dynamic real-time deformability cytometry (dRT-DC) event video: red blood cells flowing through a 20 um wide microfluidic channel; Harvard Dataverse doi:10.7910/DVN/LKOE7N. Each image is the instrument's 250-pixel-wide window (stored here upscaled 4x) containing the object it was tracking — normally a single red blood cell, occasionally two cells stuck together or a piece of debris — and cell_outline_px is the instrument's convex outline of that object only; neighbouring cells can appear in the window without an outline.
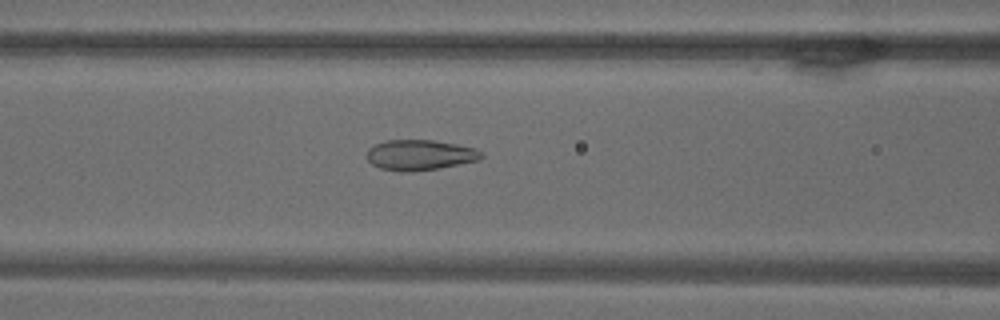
{"species": "common noctule bat (a hibernating species)", "species_latin": "Nyctalus noctula", "temperature_condition": "warm", "stored_images_in_passage": 70, "camera_frame_rate_fps": 3000, "um_per_image_px": 0.085, "animal": {"sex": "male", "body_mass_g": 18.8}, "frame": {"image": 1, "passage_image": 30, "time_ms": 9.667, "image_size_px": [1000, 320], "cell_outline_px": [[484, 156], [480, 160], [440, 168], [408, 172], [400, 172], [380, 168], [372, 164], [368, 160], [368, 148], [384, 140], [432, 140], [456, 144], [476, 148], [484, 152]], "centroid_in_image_um": [35.73, 13.17], "position_along_channel_um": 130.9, "area_um2": 20.46}}
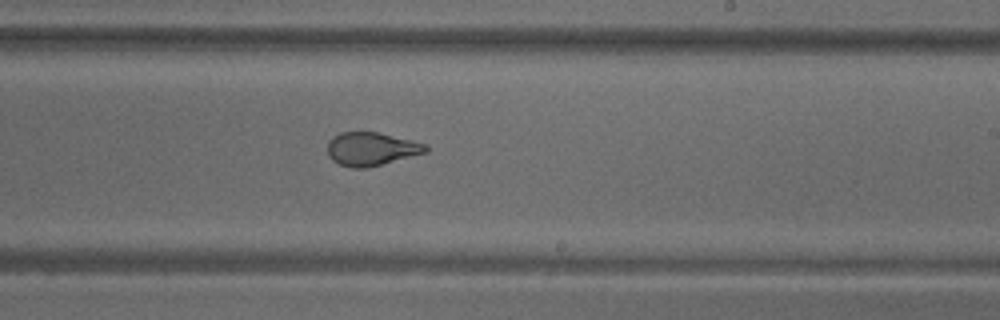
{"frame": {"image": 2, "passage_image": 43, "time_ms": 14.0, "image_size_px": [1000, 320], "cell_outline_px": [[428, 152], [368, 168], [352, 168], [340, 164], [332, 160], [328, 156], [328, 140], [332, 136], [340, 132], [376, 132], [412, 140], [428, 144]], "centroid_in_image_um": [31.56, 12.66], "position_along_channel_um": 257.4, "area_um2": 19.25}}
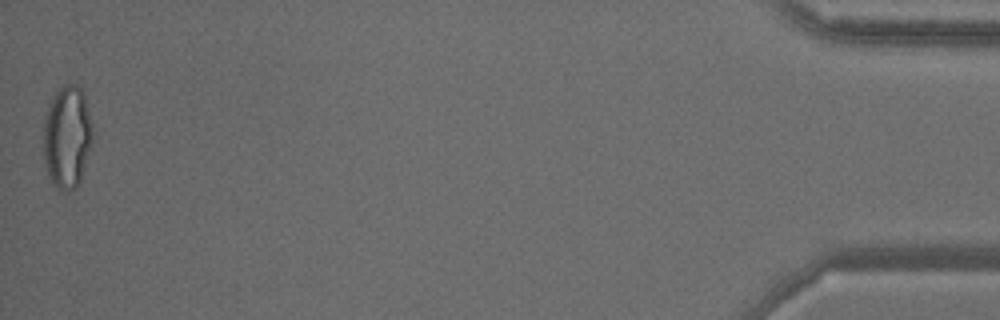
{"frame": {"image": 3, "passage_image": 70, "time_ms": 23.0, "image_size_px": [1000, 320], "cell_outline_px": [[92, 140], [80, 180], [76, 188], [68, 192], [60, 192], [52, 184], [48, 176], [44, 164], [44, 116], [52, 96], [64, 84], [76, 84], [84, 92], [92, 124]], "centroid_in_image_um": [5.69, 11.66], "position_along_channel_um": 429.5, "area_um2": 29.71}}